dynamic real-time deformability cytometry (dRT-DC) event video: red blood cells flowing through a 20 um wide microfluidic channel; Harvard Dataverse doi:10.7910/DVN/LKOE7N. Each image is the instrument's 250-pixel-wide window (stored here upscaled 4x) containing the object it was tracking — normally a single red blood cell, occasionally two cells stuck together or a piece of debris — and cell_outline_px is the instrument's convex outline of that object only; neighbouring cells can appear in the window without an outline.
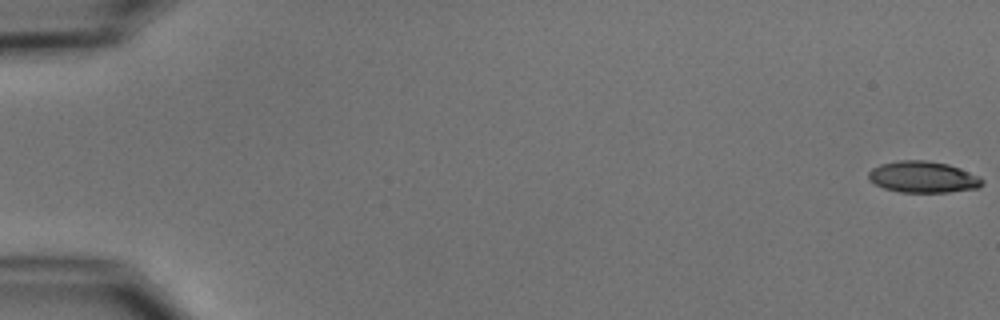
{"species": "common noctule bat (a hibernating species)", "species_latin": "Nyctalus noctula", "temperature_condition": "cold", "stored_images_in_passage": 5, "camera_frame_rate_fps": 3000, "um_per_image_px": 0.085, "animal": {"sex": "male", "body_mass_g": 15.6}, "frame": {"image": 1, "passage_image": 1, "time_ms": 0.0, "image_size_px": [1000, 320], "cell_outline_px": [[984, 184], [980, 188], [948, 192], [900, 192], [884, 188], [868, 180], [868, 172], [872, 168], [880, 164], [900, 160], [928, 160], [948, 164], [960, 168], [980, 176], [984, 180]], "centroid_in_image_um": [78.49, 15.04], "position_along_channel_um": 6.5, "area_um2": 21.04}}
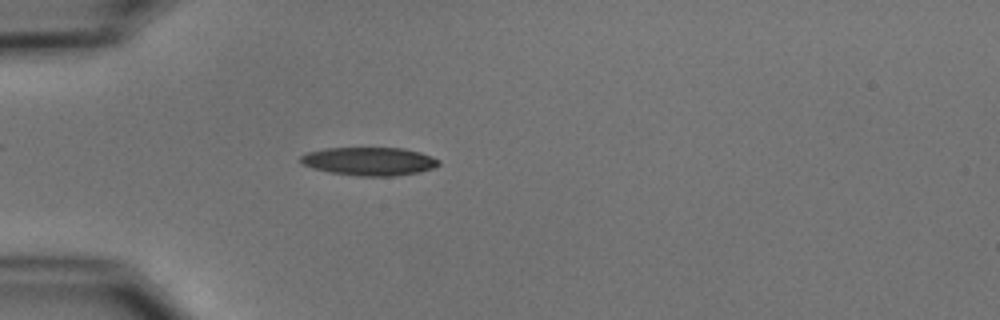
{"frame": {"image": 2, "passage_image": 5, "time_ms": 5.333, "image_size_px": [1000, 320], "cell_outline_px": [[440, 164], [432, 168], [420, 172], [392, 176], [360, 176], [328, 172], [312, 168], [300, 164], [300, 156], [308, 152], [324, 148], [404, 148], [420, 152], [432, 156], [440, 160]], "centroid_in_image_um": [31.37, 13.71], "position_along_channel_um": 53.6, "area_um2": 22.89}}